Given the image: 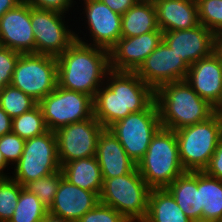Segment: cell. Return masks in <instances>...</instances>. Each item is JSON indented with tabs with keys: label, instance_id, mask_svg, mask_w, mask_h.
<instances>
[{
	"label": "cell",
	"instance_id": "1",
	"mask_svg": "<svg viewBox=\"0 0 222 222\" xmlns=\"http://www.w3.org/2000/svg\"><path fill=\"white\" fill-rule=\"evenodd\" d=\"M155 91L135 72L110 70L94 99V117L108 129L131 113L145 110Z\"/></svg>",
	"mask_w": 222,
	"mask_h": 222
},
{
	"label": "cell",
	"instance_id": "2",
	"mask_svg": "<svg viewBox=\"0 0 222 222\" xmlns=\"http://www.w3.org/2000/svg\"><path fill=\"white\" fill-rule=\"evenodd\" d=\"M110 70L108 50L78 40L57 57L58 86L93 99Z\"/></svg>",
	"mask_w": 222,
	"mask_h": 222
},
{
	"label": "cell",
	"instance_id": "3",
	"mask_svg": "<svg viewBox=\"0 0 222 222\" xmlns=\"http://www.w3.org/2000/svg\"><path fill=\"white\" fill-rule=\"evenodd\" d=\"M161 127L176 131L207 120L213 106L202 99L186 80L170 82L155 90Z\"/></svg>",
	"mask_w": 222,
	"mask_h": 222
},
{
	"label": "cell",
	"instance_id": "4",
	"mask_svg": "<svg viewBox=\"0 0 222 222\" xmlns=\"http://www.w3.org/2000/svg\"><path fill=\"white\" fill-rule=\"evenodd\" d=\"M137 169L151 189L166 188L183 174L175 131L161 127L137 163Z\"/></svg>",
	"mask_w": 222,
	"mask_h": 222
},
{
	"label": "cell",
	"instance_id": "5",
	"mask_svg": "<svg viewBox=\"0 0 222 222\" xmlns=\"http://www.w3.org/2000/svg\"><path fill=\"white\" fill-rule=\"evenodd\" d=\"M150 190L136 167L131 173L103 178L100 203L111 206L129 222H143L148 213Z\"/></svg>",
	"mask_w": 222,
	"mask_h": 222
},
{
	"label": "cell",
	"instance_id": "6",
	"mask_svg": "<svg viewBox=\"0 0 222 222\" xmlns=\"http://www.w3.org/2000/svg\"><path fill=\"white\" fill-rule=\"evenodd\" d=\"M175 133L184 170L204 171L222 139V121L213 114L207 120L178 129Z\"/></svg>",
	"mask_w": 222,
	"mask_h": 222
},
{
	"label": "cell",
	"instance_id": "7",
	"mask_svg": "<svg viewBox=\"0 0 222 222\" xmlns=\"http://www.w3.org/2000/svg\"><path fill=\"white\" fill-rule=\"evenodd\" d=\"M12 168L11 177L23 187L60 170L55 132L48 130L40 136L26 139L23 153Z\"/></svg>",
	"mask_w": 222,
	"mask_h": 222
},
{
	"label": "cell",
	"instance_id": "8",
	"mask_svg": "<svg viewBox=\"0 0 222 222\" xmlns=\"http://www.w3.org/2000/svg\"><path fill=\"white\" fill-rule=\"evenodd\" d=\"M10 85L39 103L58 86L57 57L20 54Z\"/></svg>",
	"mask_w": 222,
	"mask_h": 222
},
{
	"label": "cell",
	"instance_id": "9",
	"mask_svg": "<svg viewBox=\"0 0 222 222\" xmlns=\"http://www.w3.org/2000/svg\"><path fill=\"white\" fill-rule=\"evenodd\" d=\"M160 128L159 111L154 100L145 110L127 115L108 129L137 164L146 154L153 136Z\"/></svg>",
	"mask_w": 222,
	"mask_h": 222
},
{
	"label": "cell",
	"instance_id": "10",
	"mask_svg": "<svg viewBox=\"0 0 222 222\" xmlns=\"http://www.w3.org/2000/svg\"><path fill=\"white\" fill-rule=\"evenodd\" d=\"M50 131L94 116L93 98L87 94L57 86L39 103Z\"/></svg>",
	"mask_w": 222,
	"mask_h": 222
},
{
	"label": "cell",
	"instance_id": "11",
	"mask_svg": "<svg viewBox=\"0 0 222 222\" xmlns=\"http://www.w3.org/2000/svg\"><path fill=\"white\" fill-rule=\"evenodd\" d=\"M66 15L31 7L35 54L58 57L76 40L75 34L78 33L76 31L78 28L77 26L72 28Z\"/></svg>",
	"mask_w": 222,
	"mask_h": 222
},
{
	"label": "cell",
	"instance_id": "12",
	"mask_svg": "<svg viewBox=\"0 0 222 222\" xmlns=\"http://www.w3.org/2000/svg\"><path fill=\"white\" fill-rule=\"evenodd\" d=\"M79 1H81L79 4L83 6H78L76 3L77 6L75 7H77L78 10L80 9L78 7H82L83 11L80 15L83 14L82 16H85L82 17L81 20L79 17V22L84 21V25L82 23V26H85V29L83 30H87L85 34L83 33V37L82 35H80V37L78 34H75L76 40L109 51L121 37L122 15L111 10L100 0ZM86 36H88L89 39H87Z\"/></svg>",
	"mask_w": 222,
	"mask_h": 222
},
{
	"label": "cell",
	"instance_id": "13",
	"mask_svg": "<svg viewBox=\"0 0 222 222\" xmlns=\"http://www.w3.org/2000/svg\"><path fill=\"white\" fill-rule=\"evenodd\" d=\"M103 125L92 118L63 126L55 131L60 166L73 160L96 156Z\"/></svg>",
	"mask_w": 222,
	"mask_h": 222
},
{
	"label": "cell",
	"instance_id": "14",
	"mask_svg": "<svg viewBox=\"0 0 222 222\" xmlns=\"http://www.w3.org/2000/svg\"><path fill=\"white\" fill-rule=\"evenodd\" d=\"M188 70L181 56L162 41L135 73L155 91L163 84L185 80Z\"/></svg>",
	"mask_w": 222,
	"mask_h": 222
},
{
	"label": "cell",
	"instance_id": "15",
	"mask_svg": "<svg viewBox=\"0 0 222 222\" xmlns=\"http://www.w3.org/2000/svg\"><path fill=\"white\" fill-rule=\"evenodd\" d=\"M162 41L159 28L136 37H120L109 50L110 69L135 72Z\"/></svg>",
	"mask_w": 222,
	"mask_h": 222
},
{
	"label": "cell",
	"instance_id": "16",
	"mask_svg": "<svg viewBox=\"0 0 222 222\" xmlns=\"http://www.w3.org/2000/svg\"><path fill=\"white\" fill-rule=\"evenodd\" d=\"M32 30L31 6L22 1L0 18L1 45L21 54L35 53Z\"/></svg>",
	"mask_w": 222,
	"mask_h": 222
},
{
	"label": "cell",
	"instance_id": "17",
	"mask_svg": "<svg viewBox=\"0 0 222 222\" xmlns=\"http://www.w3.org/2000/svg\"><path fill=\"white\" fill-rule=\"evenodd\" d=\"M214 33L199 24L190 29L163 32V41L190 67L213 53Z\"/></svg>",
	"mask_w": 222,
	"mask_h": 222
},
{
	"label": "cell",
	"instance_id": "18",
	"mask_svg": "<svg viewBox=\"0 0 222 222\" xmlns=\"http://www.w3.org/2000/svg\"><path fill=\"white\" fill-rule=\"evenodd\" d=\"M100 202V196L61 178L49 215L66 222H77Z\"/></svg>",
	"mask_w": 222,
	"mask_h": 222
},
{
	"label": "cell",
	"instance_id": "19",
	"mask_svg": "<svg viewBox=\"0 0 222 222\" xmlns=\"http://www.w3.org/2000/svg\"><path fill=\"white\" fill-rule=\"evenodd\" d=\"M185 80L202 99L214 107L222 94V63L212 53L193 63Z\"/></svg>",
	"mask_w": 222,
	"mask_h": 222
},
{
	"label": "cell",
	"instance_id": "20",
	"mask_svg": "<svg viewBox=\"0 0 222 222\" xmlns=\"http://www.w3.org/2000/svg\"><path fill=\"white\" fill-rule=\"evenodd\" d=\"M96 158L101 168L102 178L122 176L131 173L137 167L119 140L105 128L98 137Z\"/></svg>",
	"mask_w": 222,
	"mask_h": 222
},
{
	"label": "cell",
	"instance_id": "21",
	"mask_svg": "<svg viewBox=\"0 0 222 222\" xmlns=\"http://www.w3.org/2000/svg\"><path fill=\"white\" fill-rule=\"evenodd\" d=\"M158 28L163 31L190 29L199 25L198 7L194 1L153 0Z\"/></svg>",
	"mask_w": 222,
	"mask_h": 222
},
{
	"label": "cell",
	"instance_id": "22",
	"mask_svg": "<svg viewBox=\"0 0 222 222\" xmlns=\"http://www.w3.org/2000/svg\"><path fill=\"white\" fill-rule=\"evenodd\" d=\"M165 189L190 220L202 222L200 171H185Z\"/></svg>",
	"mask_w": 222,
	"mask_h": 222
},
{
	"label": "cell",
	"instance_id": "23",
	"mask_svg": "<svg viewBox=\"0 0 222 222\" xmlns=\"http://www.w3.org/2000/svg\"><path fill=\"white\" fill-rule=\"evenodd\" d=\"M61 169L63 177L71 184L100 196L103 178L96 156L70 161L63 164Z\"/></svg>",
	"mask_w": 222,
	"mask_h": 222
},
{
	"label": "cell",
	"instance_id": "24",
	"mask_svg": "<svg viewBox=\"0 0 222 222\" xmlns=\"http://www.w3.org/2000/svg\"><path fill=\"white\" fill-rule=\"evenodd\" d=\"M158 29L153 0H139L122 15L121 37H136Z\"/></svg>",
	"mask_w": 222,
	"mask_h": 222
},
{
	"label": "cell",
	"instance_id": "25",
	"mask_svg": "<svg viewBox=\"0 0 222 222\" xmlns=\"http://www.w3.org/2000/svg\"><path fill=\"white\" fill-rule=\"evenodd\" d=\"M143 222H193L177 205L165 189H151L148 197V213Z\"/></svg>",
	"mask_w": 222,
	"mask_h": 222
},
{
	"label": "cell",
	"instance_id": "26",
	"mask_svg": "<svg viewBox=\"0 0 222 222\" xmlns=\"http://www.w3.org/2000/svg\"><path fill=\"white\" fill-rule=\"evenodd\" d=\"M202 222H219L222 218V180L200 171Z\"/></svg>",
	"mask_w": 222,
	"mask_h": 222
},
{
	"label": "cell",
	"instance_id": "27",
	"mask_svg": "<svg viewBox=\"0 0 222 222\" xmlns=\"http://www.w3.org/2000/svg\"><path fill=\"white\" fill-rule=\"evenodd\" d=\"M48 214V209L37 196L23 187L14 214L8 222H42Z\"/></svg>",
	"mask_w": 222,
	"mask_h": 222
},
{
	"label": "cell",
	"instance_id": "28",
	"mask_svg": "<svg viewBox=\"0 0 222 222\" xmlns=\"http://www.w3.org/2000/svg\"><path fill=\"white\" fill-rule=\"evenodd\" d=\"M11 127L14 134L25 140L40 136L48 131L39 104L20 116L13 118Z\"/></svg>",
	"mask_w": 222,
	"mask_h": 222
},
{
	"label": "cell",
	"instance_id": "29",
	"mask_svg": "<svg viewBox=\"0 0 222 222\" xmlns=\"http://www.w3.org/2000/svg\"><path fill=\"white\" fill-rule=\"evenodd\" d=\"M37 104L31 96L12 85L0 89V106L12 119L31 110Z\"/></svg>",
	"mask_w": 222,
	"mask_h": 222
},
{
	"label": "cell",
	"instance_id": "30",
	"mask_svg": "<svg viewBox=\"0 0 222 222\" xmlns=\"http://www.w3.org/2000/svg\"><path fill=\"white\" fill-rule=\"evenodd\" d=\"M63 177L62 169L45 177L27 183L24 188L33 193L49 210L57 193L61 178Z\"/></svg>",
	"mask_w": 222,
	"mask_h": 222
},
{
	"label": "cell",
	"instance_id": "31",
	"mask_svg": "<svg viewBox=\"0 0 222 222\" xmlns=\"http://www.w3.org/2000/svg\"><path fill=\"white\" fill-rule=\"evenodd\" d=\"M23 188L10 177H0V222H8L14 214Z\"/></svg>",
	"mask_w": 222,
	"mask_h": 222
},
{
	"label": "cell",
	"instance_id": "32",
	"mask_svg": "<svg viewBox=\"0 0 222 222\" xmlns=\"http://www.w3.org/2000/svg\"><path fill=\"white\" fill-rule=\"evenodd\" d=\"M199 23L213 33L222 30V0H197Z\"/></svg>",
	"mask_w": 222,
	"mask_h": 222
},
{
	"label": "cell",
	"instance_id": "33",
	"mask_svg": "<svg viewBox=\"0 0 222 222\" xmlns=\"http://www.w3.org/2000/svg\"><path fill=\"white\" fill-rule=\"evenodd\" d=\"M25 141L13 132L0 137V152L11 167L19 161L24 150Z\"/></svg>",
	"mask_w": 222,
	"mask_h": 222
},
{
	"label": "cell",
	"instance_id": "34",
	"mask_svg": "<svg viewBox=\"0 0 222 222\" xmlns=\"http://www.w3.org/2000/svg\"><path fill=\"white\" fill-rule=\"evenodd\" d=\"M77 222H129L121 213L111 206L98 203L86 212Z\"/></svg>",
	"mask_w": 222,
	"mask_h": 222
},
{
	"label": "cell",
	"instance_id": "35",
	"mask_svg": "<svg viewBox=\"0 0 222 222\" xmlns=\"http://www.w3.org/2000/svg\"><path fill=\"white\" fill-rule=\"evenodd\" d=\"M20 54L7 47H0V89L10 85Z\"/></svg>",
	"mask_w": 222,
	"mask_h": 222
},
{
	"label": "cell",
	"instance_id": "36",
	"mask_svg": "<svg viewBox=\"0 0 222 222\" xmlns=\"http://www.w3.org/2000/svg\"><path fill=\"white\" fill-rule=\"evenodd\" d=\"M31 7L43 9V10H51L55 12H59L62 14H69V10L75 11L74 5L76 0H23Z\"/></svg>",
	"mask_w": 222,
	"mask_h": 222
},
{
	"label": "cell",
	"instance_id": "37",
	"mask_svg": "<svg viewBox=\"0 0 222 222\" xmlns=\"http://www.w3.org/2000/svg\"><path fill=\"white\" fill-rule=\"evenodd\" d=\"M204 172L212 177L222 180V139L219 141L213 156Z\"/></svg>",
	"mask_w": 222,
	"mask_h": 222
},
{
	"label": "cell",
	"instance_id": "38",
	"mask_svg": "<svg viewBox=\"0 0 222 222\" xmlns=\"http://www.w3.org/2000/svg\"><path fill=\"white\" fill-rule=\"evenodd\" d=\"M114 12L123 15L134 6L139 0H100Z\"/></svg>",
	"mask_w": 222,
	"mask_h": 222
},
{
	"label": "cell",
	"instance_id": "39",
	"mask_svg": "<svg viewBox=\"0 0 222 222\" xmlns=\"http://www.w3.org/2000/svg\"><path fill=\"white\" fill-rule=\"evenodd\" d=\"M12 118L0 106V137L12 132Z\"/></svg>",
	"mask_w": 222,
	"mask_h": 222
},
{
	"label": "cell",
	"instance_id": "40",
	"mask_svg": "<svg viewBox=\"0 0 222 222\" xmlns=\"http://www.w3.org/2000/svg\"><path fill=\"white\" fill-rule=\"evenodd\" d=\"M213 54L222 63V30L214 33Z\"/></svg>",
	"mask_w": 222,
	"mask_h": 222
},
{
	"label": "cell",
	"instance_id": "41",
	"mask_svg": "<svg viewBox=\"0 0 222 222\" xmlns=\"http://www.w3.org/2000/svg\"><path fill=\"white\" fill-rule=\"evenodd\" d=\"M23 0H0V18L10 9L15 8Z\"/></svg>",
	"mask_w": 222,
	"mask_h": 222
},
{
	"label": "cell",
	"instance_id": "42",
	"mask_svg": "<svg viewBox=\"0 0 222 222\" xmlns=\"http://www.w3.org/2000/svg\"><path fill=\"white\" fill-rule=\"evenodd\" d=\"M9 164L6 162V160L3 157V154L0 152V177H10L12 172L6 173L8 172V170L11 168V166H9ZM7 169V171H6ZM5 171V172H4ZM9 174V175H7Z\"/></svg>",
	"mask_w": 222,
	"mask_h": 222
},
{
	"label": "cell",
	"instance_id": "43",
	"mask_svg": "<svg viewBox=\"0 0 222 222\" xmlns=\"http://www.w3.org/2000/svg\"><path fill=\"white\" fill-rule=\"evenodd\" d=\"M214 114L222 121V94L217 104L213 107Z\"/></svg>",
	"mask_w": 222,
	"mask_h": 222
},
{
	"label": "cell",
	"instance_id": "44",
	"mask_svg": "<svg viewBox=\"0 0 222 222\" xmlns=\"http://www.w3.org/2000/svg\"><path fill=\"white\" fill-rule=\"evenodd\" d=\"M42 222H66V221H63L62 219L60 218H56V217H53L51 215H47L43 220Z\"/></svg>",
	"mask_w": 222,
	"mask_h": 222
}]
</instances>
